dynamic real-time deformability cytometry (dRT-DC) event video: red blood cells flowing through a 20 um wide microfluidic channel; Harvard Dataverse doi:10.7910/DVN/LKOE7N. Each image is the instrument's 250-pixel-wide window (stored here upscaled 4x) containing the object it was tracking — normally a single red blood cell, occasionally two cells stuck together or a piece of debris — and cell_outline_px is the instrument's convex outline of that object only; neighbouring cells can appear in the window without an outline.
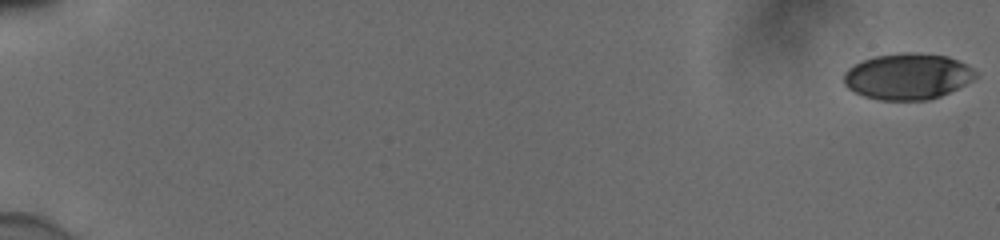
{"species": "human", "species_latin": "Homo sapiens", "temperature_condition": "cold", "stored_images_in_passage": 56, "camera_frame_rate_fps": 3000, "um_per_image_px": 0.085, "donor": {"sex": "male"}, "frame": {"image": 1, "passage_image": 1, "time_ms": 0.0, "image_size_px": [1000, 240], "cell_outline_px": [[976, 76], [972, 80], [940, 96], [928, 100], [880, 100], [864, 96], [848, 88], [844, 84], [844, 72], [848, 68], [864, 60], [876, 56], [900, 52], [912, 52], [948, 56], [972, 68], [976, 72]], "centroid_in_image_um": [77.12, 6.49], "position_along_channel_um": 7.9, "area_um2": 35.08}}
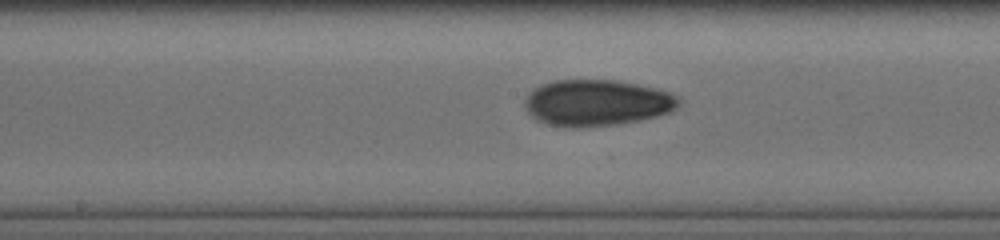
{"frame": {"image": 2, "passage_image": 32, "time_ms": 10.333, "image_size_px": [1000, 240], "cell_outline_px": [[680, 104], [672, 112], [640, 120], [616, 124], [576, 128], [572, 128], [548, 124], [536, 120], [524, 108], [524, 96], [532, 88], [540, 84], [556, 80], [616, 80], [640, 84], [656, 88], [680, 96]], "centroid_in_image_um": [50.71, 8.73], "position_along_channel_um": 197.5, "area_um2": 42.08}}
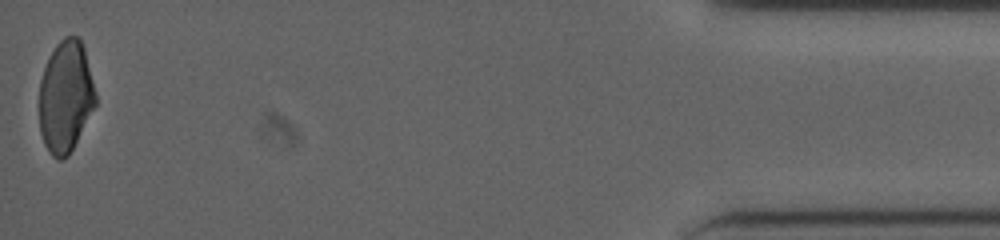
{"frame": {"image": 3, "passage_image": 56, "time_ms": 18.333, "image_size_px": [1000, 240], "cell_outline_px": [[96, 104], [68, 156], [60, 160], [56, 160], [48, 152], [44, 144], [40, 132], [40, 80], [44, 68], [56, 44], [64, 36], [76, 36], [80, 40], [84, 48], [96, 92]], "centroid_in_image_um": [5.57, 8.23], "position_along_channel_um": 429.6, "area_um2": 36.47}, "authors_computed_cell_mechanics": {"area_um2": 38.0902, "velocity_mm_per_s": 3.8787, "shape_relaxation_time_tau1_ms": 6.7202, "shape_relaxation_time_tau2_ms": 4.3426, "deformation_change_tau1": 0.1469, "deformation_change_tau2": 0.0909}}